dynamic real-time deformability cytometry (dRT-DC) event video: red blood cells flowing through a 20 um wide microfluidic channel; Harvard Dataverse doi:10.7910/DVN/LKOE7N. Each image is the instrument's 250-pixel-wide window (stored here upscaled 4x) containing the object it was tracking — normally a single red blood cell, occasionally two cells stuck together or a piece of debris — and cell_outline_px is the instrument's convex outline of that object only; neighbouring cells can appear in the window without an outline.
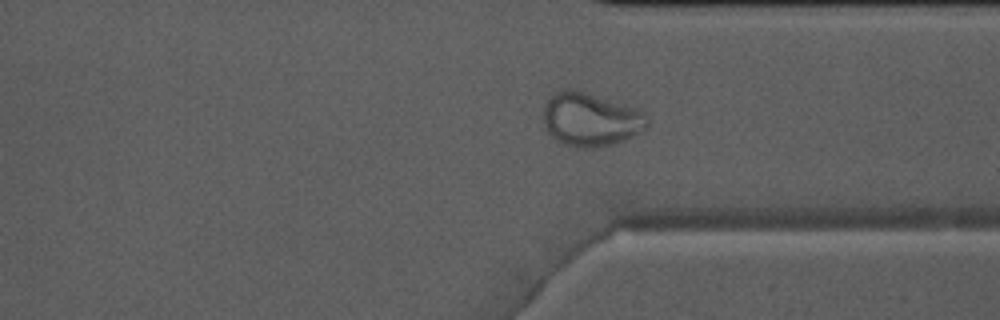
{"species": "Egyptian fruit bat (a non-hibernating species)", "species_latin": "Rousettus aegyptiacus", "temperature_condition": "warm", "stored_images_in_passage": 48, "camera_frame_rate_fps": 3000, "um_per_image_px": 0.085, "animal": {"sex": "male"}, "frame": {"image": 1, "passage_image": 35, "time_ms": 11.333, "image_size_px": [1000, 320], "cell_outline_px": [[648, 124], [644, 128], [624, 140], [592, 148], [580, 148], [564, 144], [556, 140], [544, 128], [544, 104], [556, 92], [564, 88], [576, 88], [636, 108], [644, 112], [648, 116]], "centroid_in_image_um": [50.17, 10.12], "position_along_channel_um": 361.2, "area_um2": 32.37}}